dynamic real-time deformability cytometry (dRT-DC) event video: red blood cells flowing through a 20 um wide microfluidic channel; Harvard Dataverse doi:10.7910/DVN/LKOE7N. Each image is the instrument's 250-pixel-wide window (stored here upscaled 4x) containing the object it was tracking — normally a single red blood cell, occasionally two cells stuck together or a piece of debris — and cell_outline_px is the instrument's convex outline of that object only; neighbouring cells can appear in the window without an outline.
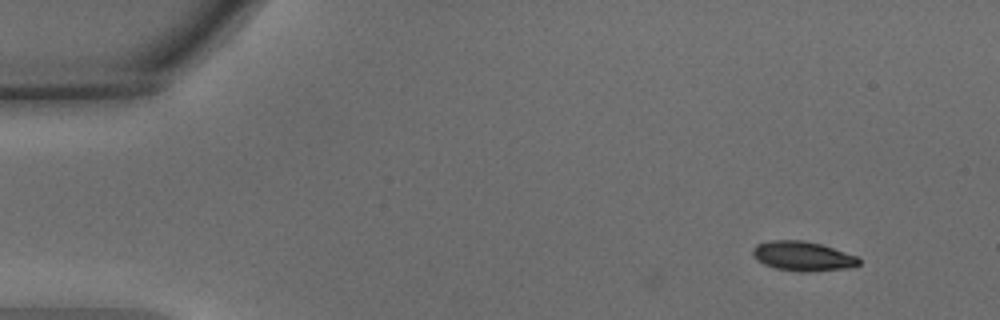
{"species": "common noctule bat (a hibernating species)", "species_latin": "Nyctalus noctula", "temperature_condition": "warm", "stored_images_in_passage": 6, "camera_frame_rate_fps": 3000, "um_per_image_px": 0.085, "animal": {"sex": "male", "body_mass_g": 15.6}, "frame": {"image": 1, "passage_image": 6, "time_ms": 1.667, "image_size_px": [1000, 320], "cell_outline_px": [[860, 264], [852, 268], [808, 272], [796, 272], [776, 268], [764, 264], [756, 260], [752, 256], [752, 248], [756, 244], [772, 240], [804, 240], [820, 244], [856, 256], [860, 260]], "centroid_in_image_um": [68.21, 21.78], "position_along_channel_um": 16.8, "area_um2": 18.44}}